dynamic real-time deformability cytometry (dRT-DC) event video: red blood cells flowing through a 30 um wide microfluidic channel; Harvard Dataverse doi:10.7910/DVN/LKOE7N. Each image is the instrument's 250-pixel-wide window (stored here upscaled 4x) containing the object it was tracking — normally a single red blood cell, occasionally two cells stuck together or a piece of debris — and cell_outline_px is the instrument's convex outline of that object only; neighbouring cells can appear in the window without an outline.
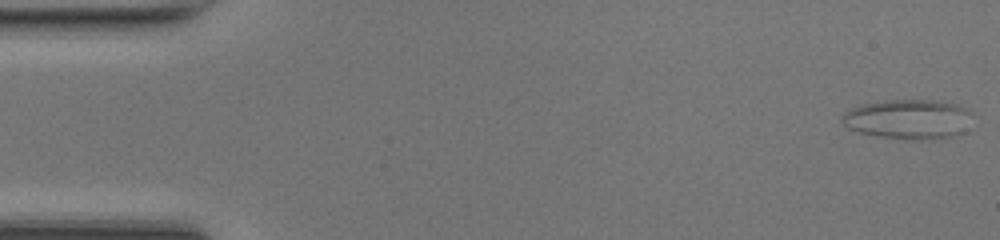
{"species": "common noctule bat (a hibernating species)", "species_latin": "Nyctalus noctula", "temperature_condition": "room temperature", "stored_images_in_passage": 49, "segment_of_instrument_passage": [1, 2], "camera_frame_rate_fps": 3000, "um_per_image_px": 0.085, "animal": {"sex": "female", "body_mass_g": 17.0, "forearm_length_mm": 48.0}, "frame": {"image": 1, "passage_image": 1, "time_ms": 0.0, "image_size_px": [1000, 240], "cell_outline_px": [[976, 116], [964, 132], [952, 136], [928, 140], [912, 140], [880, 136], [860, 132], [848, 128], [840, 120], [840, 116], [848, 108], [864, 104], [884, 100], [940, 100], [956, 104], [968, 108]], "centroid_in_image_um": [77.27, 10.12], "position_along_channel_um": 7.7, "area_um2": 30.81}}
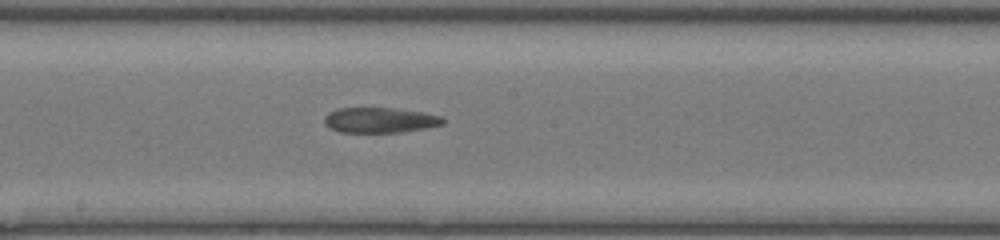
{"frame": {"image": 2, "passage_image": 26, "time_ms": 8.333, "image_size_px": [1000, 240], "cell_outline_px": [[444, 124], [424, 128], [400, 132], [340, 132], [328, 128], [324, 124], [324, 116], [328, 112], [336, 108], [392, 108], [424, 112], [440, 116], [444, 120]], "centroid_in_image_um": [32.23, 10.21], "position_along_channel_um": 216.0, "area_um2": 17.51}}
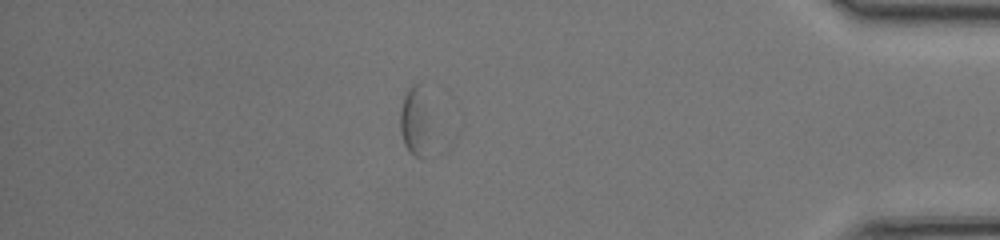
{"frame": {"image": 3, "passage_image": 42, "time_ms": 13.667, "image_size_px": [1000, 240], "cell_outline_px": [[424, 160], [412, 156], [408, 152], [404, 144], [400, 132], [400, 108], [404, 96], [408, 88], [412, 84], [420, 84], [424, 112]], "centroid_in_image_um": [35.11, 10.34], "position_along_channel_um": 400.1, "area_um2": 10.64}}